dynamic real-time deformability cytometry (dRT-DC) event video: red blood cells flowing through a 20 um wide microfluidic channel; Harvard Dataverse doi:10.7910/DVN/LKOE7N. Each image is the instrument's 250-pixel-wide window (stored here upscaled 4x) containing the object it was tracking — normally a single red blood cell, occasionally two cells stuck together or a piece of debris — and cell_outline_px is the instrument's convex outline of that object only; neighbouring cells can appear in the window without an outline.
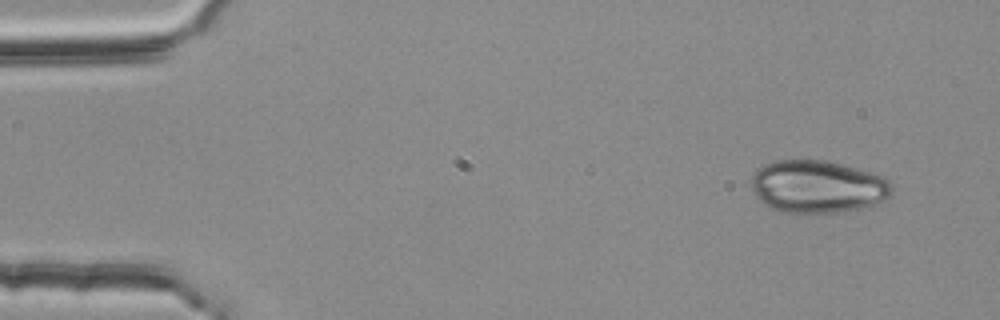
{"species": "common noctule bat (a hibernating species)", "species_latin": "Nyctalus noctula", "temperature_condition": "room temperature", "stored_images_in_passage": 4, "camera_frame_rate_fps": 3000, "um_per_image_px": 0.085, "animal": {"sex": "female", "body_mass_g": 25.1}, "frame": {"image": 1, "passage_image": 1, "time_ms": 0.0, "image_size_px": [1000, 320], "cell_outline_px": [[892, 196], [872, 204], [860, 208], [836, 212], [780, 212], [768, 208], [756, 196], [752, 188], [752, 176], [764, 164], [780, 160], [824, 160], [840, 164], [884, 176], [888, 180], [892, 188]], "centroid_in_image_um": [69.48, 15.86], "position_along_channel_um": 15.5, "area_um2": 42.66}}